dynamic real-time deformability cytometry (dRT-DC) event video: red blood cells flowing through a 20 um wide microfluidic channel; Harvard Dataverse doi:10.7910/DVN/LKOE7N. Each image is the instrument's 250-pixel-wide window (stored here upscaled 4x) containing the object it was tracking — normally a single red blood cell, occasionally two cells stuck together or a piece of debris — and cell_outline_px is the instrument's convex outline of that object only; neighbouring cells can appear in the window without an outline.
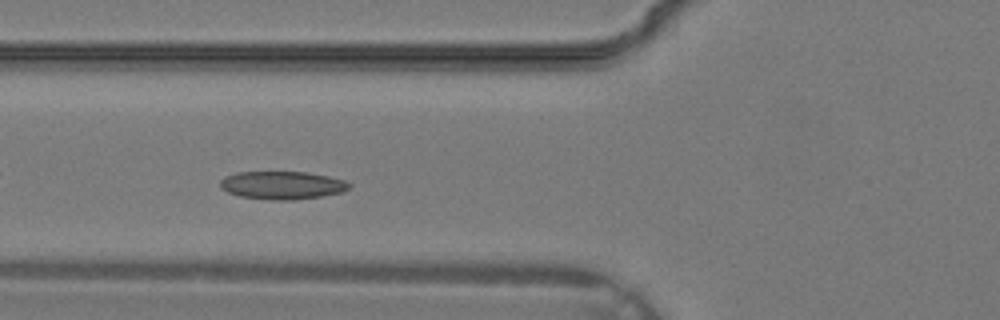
{"species": "common noctule bat (a hibernating species)", "species_latin": "Nyctalus noctula", "temperature_condition": "warm", "stored_images_in_passage": 31, "camera_frame_rate_fps": 3000, "um_per_image_px": 0.085, "animal": {"sex": "male", "body_mass_g": 19.2, "forearm_length_mm": 51.8}, "frame": {"image": 1, "passage_image": 9, "time_ms": 2.667, "image_size_px": [1000, 320], "cell_outline_px": [[352, 184], [348, 188], [340, 192], [320, 196], [296, 200], [272, 200], [240, 196], [228, 192], [220, 188], [220, 180], [224, 176], [236, 172], [304, 172], [328, 176], [344, 180]], "centroid_in_image_um": [23.95, 15.74], "position_along_channel_um": 101.9, "area_um2": 20.98}}
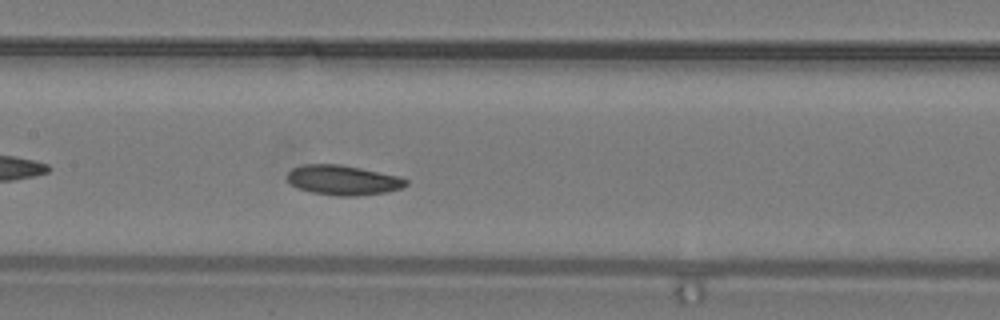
{"frame": {"image": 2, "passage_image": 13, "time_ms": 4.0, "image_size_px": [1000, 320], "cell_outline_px": [[408, 184], [400, 188], [384, 192], [356, 196], [336, 196], [312, 192], [300, 188], [292, 184], [288, 180], [288, 172], [292, 168], [304, 164], [340, 164], [400, 176], [408, 180]], "centroid_in_image_um": [29.17, 15.3], "position_along_channel_um": 178.2, "area_um2": 20.46}}
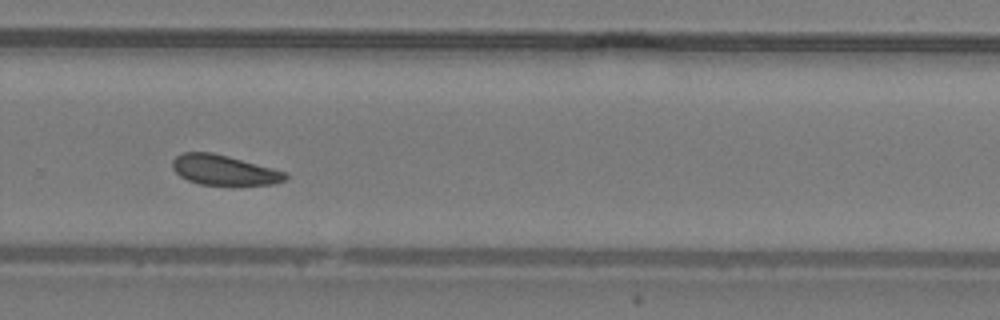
{"frame": {"image": 3, "passage_image": 20, "time_ms": 6.333, "image_size_px": [1000, 320], "cell_outline_px": [[288, 180], [272, 184], [200, 184], [188, 180], [180, 176], [172, 168], [172, 160], [180, 152], [212, 152], [228, 156], [288, 172]], "centroid_in_image_um": [19.04, 14.44], "position_along_channel_um": 310.8, "area_um2": 19.71}}